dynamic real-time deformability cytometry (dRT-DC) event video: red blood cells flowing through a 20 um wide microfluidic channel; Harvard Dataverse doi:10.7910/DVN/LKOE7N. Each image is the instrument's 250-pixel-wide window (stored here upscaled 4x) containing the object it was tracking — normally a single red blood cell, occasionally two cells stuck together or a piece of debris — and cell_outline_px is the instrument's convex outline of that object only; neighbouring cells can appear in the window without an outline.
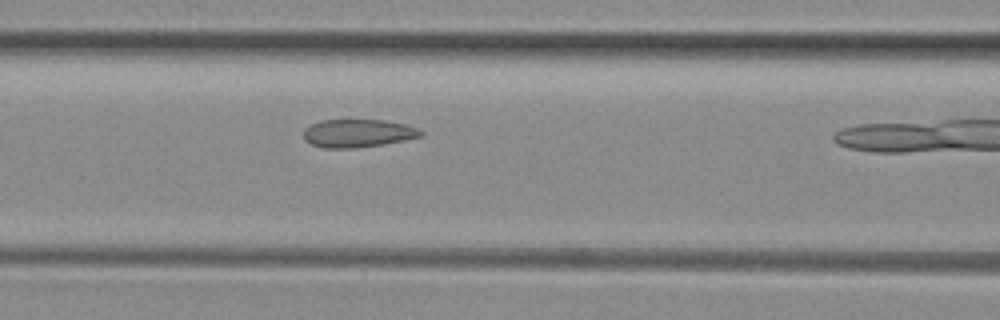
{"species": "common noctule bat (a hibernating species)", "species_latin": "Nyctalus noctula", "temperature_condition": "room temperature", "stored_images_in_passage": 10, "camera_frame_rate_fps": 3000, "um_per_image_px": 0.085, "animal": {"sex": "female", "body_mass_g": 29.2, "forearm_length_mm": 56.3}, "frame": {"image": 1, "passage_image": 9, "time_ms": 2.667, "image_size_px": [1000, 320], "cell_outline_px": [[424, 136], [384, 144], [356, 148], [324, 148], [312, 144], [304, 140], [304, 128], [320, 120], [384, 120], [404, 124], [416, 128], [424, 132]], "centroid_in_image_um": [30.42, 11.33], "position_along_channel_um": 136.2, "area_um2": 19.19}}